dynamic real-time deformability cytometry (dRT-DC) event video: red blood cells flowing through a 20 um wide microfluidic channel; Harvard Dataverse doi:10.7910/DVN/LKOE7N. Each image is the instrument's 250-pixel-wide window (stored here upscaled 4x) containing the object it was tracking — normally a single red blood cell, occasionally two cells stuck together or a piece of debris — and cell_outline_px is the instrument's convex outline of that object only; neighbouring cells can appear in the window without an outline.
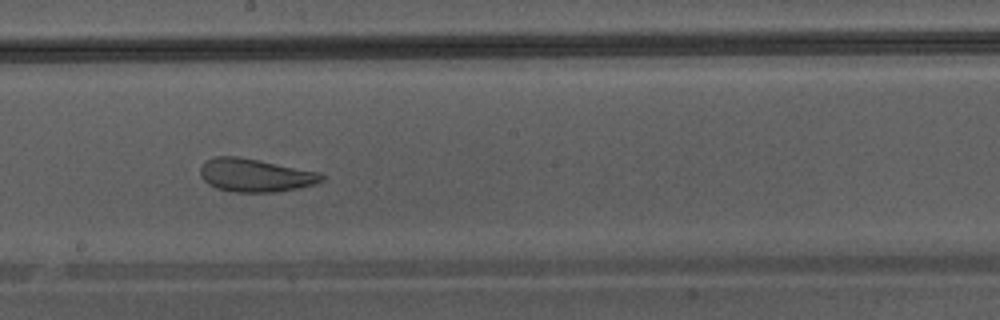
{"species": "Egyptian fruit bat (a non-hibernating species)", "species_latin": "Rousettus aegyptiacus", "temperature_condition": "warm", "stored_images_in_passage": 47, "camera_frame_rate_fps": 3000, "um_per_image_px": 0.085, "animal": {"sex": "male"}, "frame": {"image": 1, "passage_image": 27, "time_ms": 8.667, "image_size_px": [1000, 320], "cell_outline_px": [[324, 180], [316, 184], [276, 192], [232, 192], [216, 188], [208, 184], [200, 176], [200, 168], [208, 160], [216, 156], [240, 156], [320, 172], [324, 176]], "centroid_in_image_um": [21.71, 14.9], "position_along_channel_um": 226.5, "area_um2": 23.52}}